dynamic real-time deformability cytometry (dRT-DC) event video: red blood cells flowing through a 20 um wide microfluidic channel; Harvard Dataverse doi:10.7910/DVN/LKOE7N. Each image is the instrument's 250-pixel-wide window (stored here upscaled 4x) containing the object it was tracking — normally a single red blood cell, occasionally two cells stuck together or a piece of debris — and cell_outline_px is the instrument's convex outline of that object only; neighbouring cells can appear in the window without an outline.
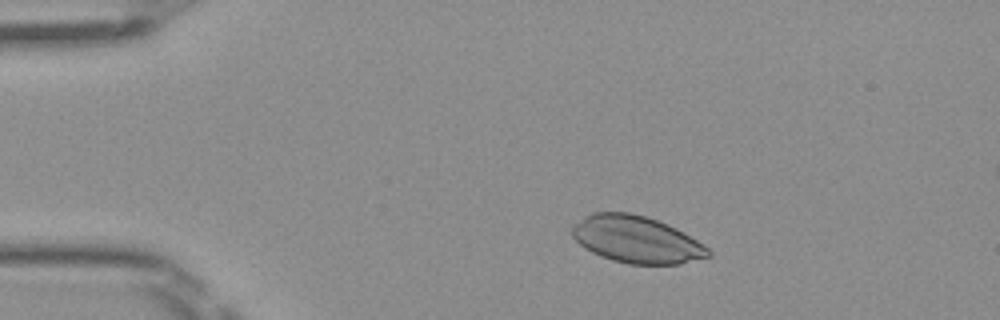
{"species": "Egyptian fruit bat (a non-hibernating species)", "species_latin": "Rousettus aegyptiacus", "temperature_condition": "room temperature", "stored_images_in_passage": 14, "camera_frame_rate_fps": 3000, "um_per_image_px": 0.085, "frame": {"image": 1, "passage_image": 7, "time_ms": 2.0, "image_size_px": [1000, 320], "cell_outline_px": [[712, 256], [680, 264], [628, 264], [612, 260], [600, 256], [584, 248], [572, 236], [572, 228], [584, 216], [592, 212], [632, 212], [668, 224], [676, 228], [696, 240], [708, 248], [712, 252]], "centroid_in_image_um": [54.1, 20.36], "position_along_channel_um": 30.9, "area_um2": 37.22}}